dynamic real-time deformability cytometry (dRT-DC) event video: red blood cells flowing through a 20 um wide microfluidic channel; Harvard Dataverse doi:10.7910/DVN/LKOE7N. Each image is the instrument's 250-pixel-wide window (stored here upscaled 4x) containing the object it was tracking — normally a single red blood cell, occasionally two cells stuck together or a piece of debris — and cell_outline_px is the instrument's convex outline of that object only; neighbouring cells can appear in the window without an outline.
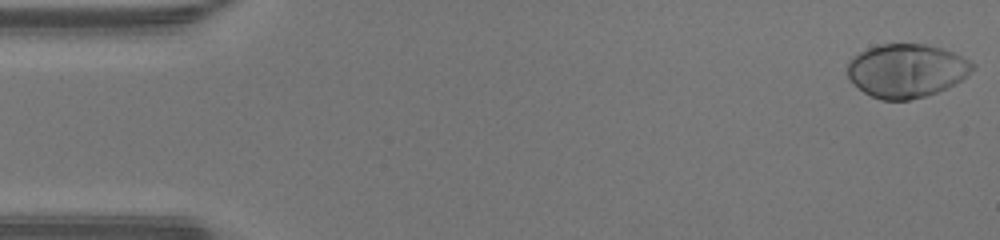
{"species": "human", "species_latin": "Homo sapiens", "temperature_condition": "warm", "stored_images_in_passage": 47, "camera_frame_rate_fps": 3000, "um_per_image_px": 0.085, "donor": {"sex": "male"}, "frame": {"image": 1, "passage_image": 1, "time_ms": 0.0, "image_size_px": [1000, 240], "cell_outline_px": [[976, 68], [968, 76], [936, 92], [924, 96], [908, 100], [880, 100], [864, 92], [848, 76], [848, 60], [860, 52], [868, 48], [880, 44], [924, 44], [940, 48], [952, 52], [976, 64]], "centroid_in_image_um": [77.06, 6.0], "position_along_channel_um": 7.9, "area_um2": 38.67}}
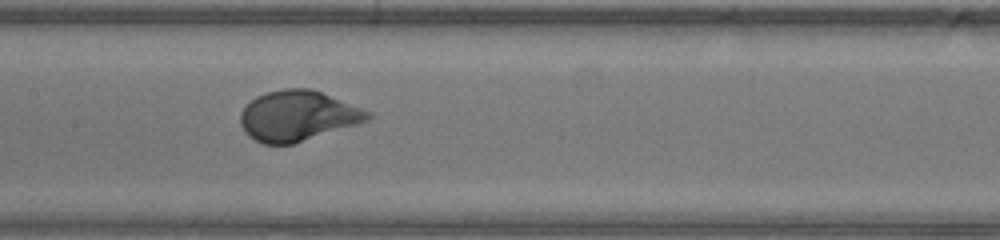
{"frame": {"image": 2, "passage_image": 23, "time_ms": 7.333, "image_size_px": [1000, 240], "cell_outline_px": [[372, 116], [368, 120], [356, 124], [292, 144], [264, 144], [248, 136], [244, 132], [240, 124], [240, 112], [256, 96], [268, 92], [284, 88], [312, 88], [372, 112]], "centroid_in_image_um": [25.29, 9.84], "position_along_channel_um": 182.1, "area_um2": 37.11}}
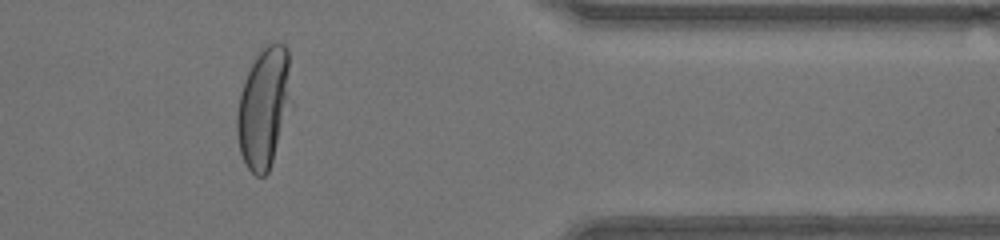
{"frame": {"image": 3, "passage_image": 39, "time_ms": 12.667, "image_size_px": [1000, 240], "cell_outline_px": [[292, 104], [268, 172], [264, 176], [256, 176], [248, 168], [240, 152], [236, 132], [236, 112], [240, 92], [244, 80], [256, 52], [260, 48], [268, 44], [284, 44], [288, 48], [292, 100]], "centroid_in_image_um": [22.43, 9.1], "position_along_channel_um": 389.0, "area_um2": 38.61}, "authors_computed_cell_mechanics": {"area_um2": 37.6856, "velocity_mm_per_s": 4.3182, "shape_relaxation_time_tau1_ms": 2.3343, "shape_relaxation_time_tau2_ms": null, "deformation_change_tau1": 0.1897, "deformation_change_tau2": null}}